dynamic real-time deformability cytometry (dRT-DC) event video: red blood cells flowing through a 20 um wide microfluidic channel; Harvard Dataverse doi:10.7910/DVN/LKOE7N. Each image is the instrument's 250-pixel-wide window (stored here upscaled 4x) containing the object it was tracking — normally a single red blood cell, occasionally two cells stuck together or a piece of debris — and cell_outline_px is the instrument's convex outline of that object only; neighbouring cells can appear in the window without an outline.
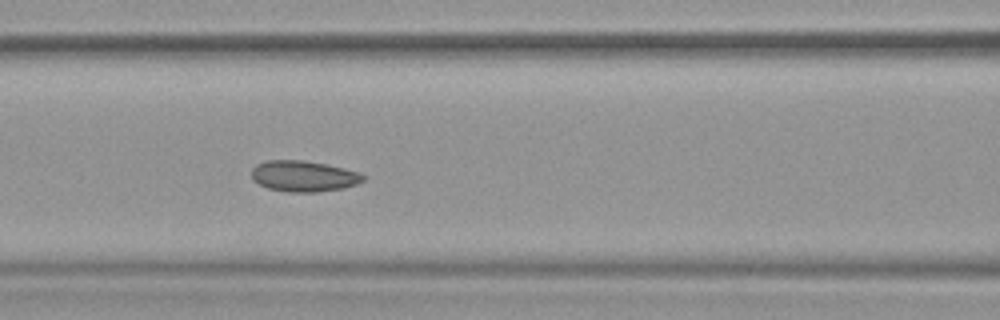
{"species": "common noctule bat (a hibernating species)", "species_latin": "Nyctalus noctula", "temperature_condition": "warm", "stored_images_in_passage": 33, "camera_frame_rate_fps": 3000, "um_per_image_px": 0.085, "animal": {"sex": "female", "body_mass_g": 19.9}, "frame": {"image": 1, "passage_image": 6, "time_ms": 1.667, "image_size_px": [1000, 320], "cell_outline_px": [[364, 180], [356, 184], [344, 188], [316, 192], [288, 192], [268, 188], [252, 180], [252, 168], [256, 164], [264, 160], [304, 160], [328, 164], [360, 172], [364, 176]], "centroid_in_image_um": [25.8, 14.96], "position_along_channel_um": 140.8, "area_um2": 20.29}, "authors_computed_cell_mechanics": {"area_um2": 20.3456, "velocity_mm_per_s": 3.8009, "shape_relaxation_time_tau1_ms": 0.6748, "shape_relaxation_time_tau2_ms": null, "deformation_change_tau1": 0.0076, "deformation_change_tau2": null}}